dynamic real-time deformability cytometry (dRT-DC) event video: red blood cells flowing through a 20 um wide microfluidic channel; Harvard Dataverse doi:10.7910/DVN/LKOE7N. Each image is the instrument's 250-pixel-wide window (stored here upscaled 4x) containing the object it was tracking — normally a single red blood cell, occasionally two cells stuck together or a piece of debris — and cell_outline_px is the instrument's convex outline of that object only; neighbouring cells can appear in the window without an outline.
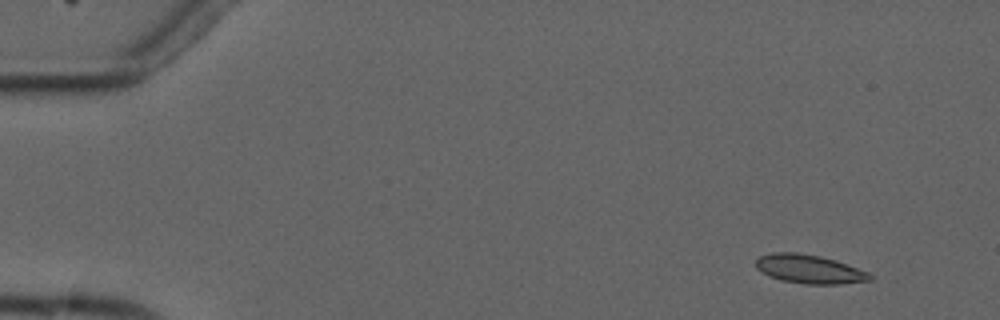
{"species": "common noctule bat (a hibernating species)", "species_latin": "Nyctalus noctula", "temperature_condition": "cold", "stored_images_in_passage": 4, "camera_frame_rate_fps": 3000, "um_per_image_px": 0.085, "animal": {"sex": "male", "forearm_length_mm": 52.5}, "frame": {"image": 1, "passage_image": 1, "time_ms": 0.0, "image_size_px": [1000, 320], "cell_outline_px": [[872, 280], [840, 284], [808, 284], [780, 280], [768, 276], [756, 268], [756, 260], [760, 256], [772, 252], [796, 252], [820, 256], [836, 260], [868, 272], [872, 276]], "centroid_in_image_um": [68.78, 22.87], "position_along_channel_um": 16.2, "area_um2": 19.13}}
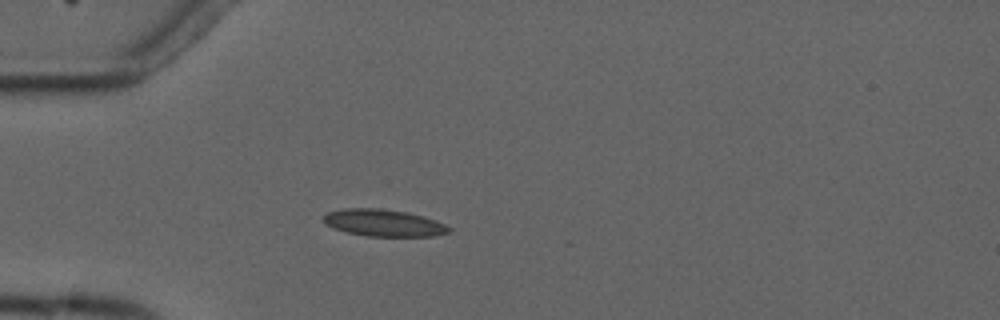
{"frame": {"image": 2, "passage_image": 4, "time_ms": 3.667, "image_size_px": [1000, 320], "cell_outline_px": [[452, 232], [432, 236], [364, 236], [344, 232], [324, 224], [324, 216], [328, 212], [344, 208], [380, 208], [404, 212], [424, 216], [436, 220], [452, 228]], "centroid_in_image_um": [32.61, 18.95], "position_along_channel_um": 52.4, "area_um2": 19.83}}